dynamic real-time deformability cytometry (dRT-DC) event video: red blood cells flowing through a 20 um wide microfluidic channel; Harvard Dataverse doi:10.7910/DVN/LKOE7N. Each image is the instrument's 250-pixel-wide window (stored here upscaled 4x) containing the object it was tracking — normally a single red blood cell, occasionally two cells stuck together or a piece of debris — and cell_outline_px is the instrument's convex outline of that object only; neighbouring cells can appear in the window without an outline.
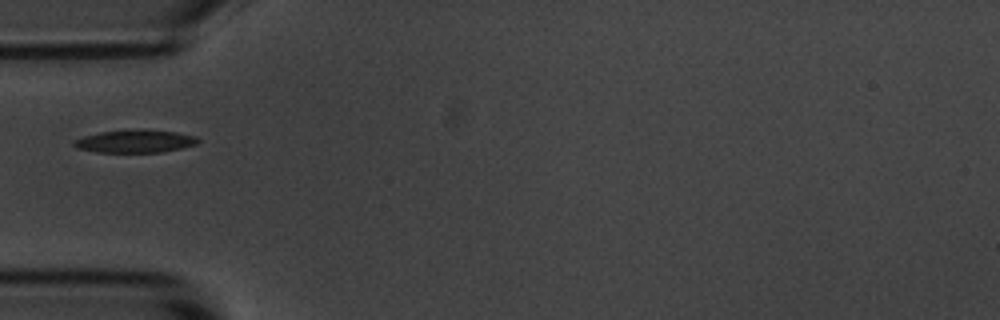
{"species": "common noctule bat (a hibernating species)", "species_latin": "Nyctalus noctula", "temperature_condition": "room temperature", "stored_images_in_passage": 6, "segment_of_instrument_passage": [2, 2], "camera_frame_rate_fps": 3000, "um_per_image_px": 0.085, "animal": {"sex": "male", "body_mass_g": 20.1, "forearm_length_mm": 53.5}, "frame": {"image": 1, "passage_image": 6, "time_ms": 6.667, "image_size_px": [1000, 320], "cell_outline_px": [[200, 140], [196, 144], [164, 152], [96, 152], [76, 148], [72, 144], [72, 140], [84, 136], [100, 132], [176, 132], [196, 136]], "centroid_in_image_um": [11.44, 12.06], "position_along_channel_um": 73.6, "area_um2": 15.61}}